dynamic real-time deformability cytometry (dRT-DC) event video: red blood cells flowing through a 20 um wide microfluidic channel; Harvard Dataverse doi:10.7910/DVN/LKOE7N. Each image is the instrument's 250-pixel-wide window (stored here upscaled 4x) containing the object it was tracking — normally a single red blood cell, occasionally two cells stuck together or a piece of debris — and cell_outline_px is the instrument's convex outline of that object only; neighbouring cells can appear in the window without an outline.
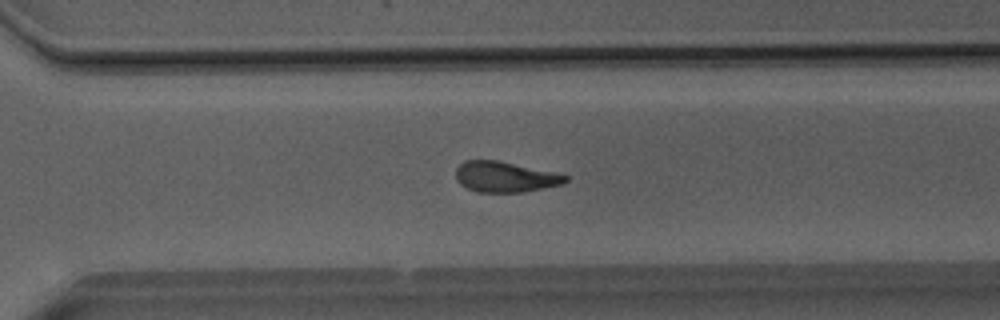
{"species": "Egyptian fruit bat (a non-hibernating species)", "species_latin": "Rousettus aegyptiacus", "temperature_condition": "room temperature", "stored_images_in_passage": 51, "camera_frame_rate_fps": 3000, "um_per_image_px": 0.085, "animal": {"sex": "male"}, "frame": {"image": 1, "passage_image": 36, "time_ms": 11.667, "image_size_px": [1000, 320], "cell_outline_px": [[568, 180], [560, 184], [524, 192], [480, 192], [468, 188], [460, 184], [456, 180], [456, 168], [464, 160], [496, 160], [552, 172], [568, 176]], "centroid_in_image_um": [42.87, 15.03], "position_along_channel_um": 327.7, "area_um2": 19.19}}
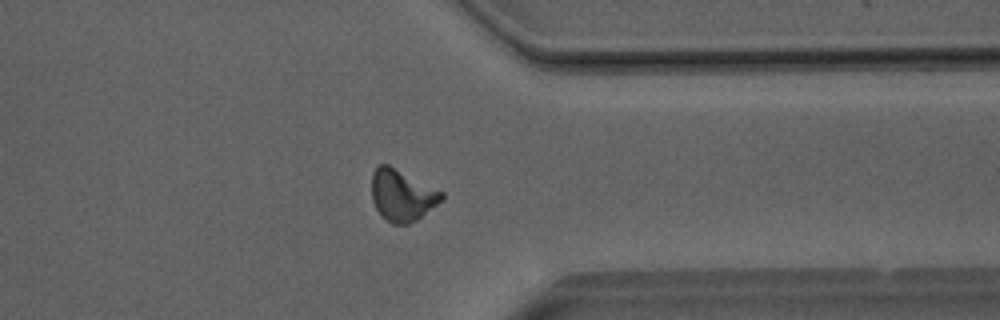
{"frame": {"image": 2, "passage_image": 40, "time_ms": 13.0, "image_size_px": [1000, 320], "cell_outline_px": [[444, 196], [436, 204], [416, 220], [408, 224], [392, 224], [376, 208], [372, 200], [372, 172], [380, 164], [388, 164], [444, 192]], "centroid_in_image_um": [34.16, 16.58], "position_along_channel_um": 377.2, "area_um2": 20.58}}
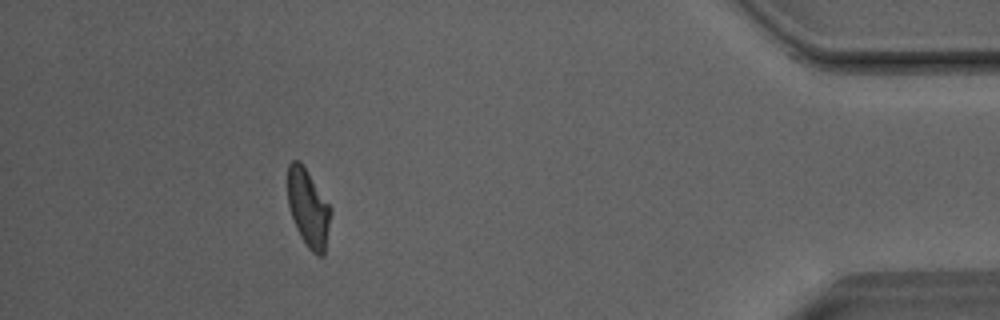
{"frame": {"image": 3, "passage_image": 46, "time_ms": 15.0, "image_size_px": [1000, 320], "cell_outline_px": [[332, 212], [324, 256], [316, 256], [308, 248], [300, 236], [296, 228], [288, 204], [288, 164], [292, 160], [300, 160], [332, 208]], "centroid_in_image_um": [26.22, 17.71], "position_along_channel_um": 409.0, "area_um2": 19.59}, "authors_computed_cell_mechanics": {"area_um2": 20.6924, "velocity_mm_per_s": 4.0481, "shape_relaxation_time_tau1_ms": 6.2882, "shape_relaxation_time_tau2_ms": 2.9907, "deformation_change_tau1": 0.1979, "deformation_change_tau2": 0.1199}}